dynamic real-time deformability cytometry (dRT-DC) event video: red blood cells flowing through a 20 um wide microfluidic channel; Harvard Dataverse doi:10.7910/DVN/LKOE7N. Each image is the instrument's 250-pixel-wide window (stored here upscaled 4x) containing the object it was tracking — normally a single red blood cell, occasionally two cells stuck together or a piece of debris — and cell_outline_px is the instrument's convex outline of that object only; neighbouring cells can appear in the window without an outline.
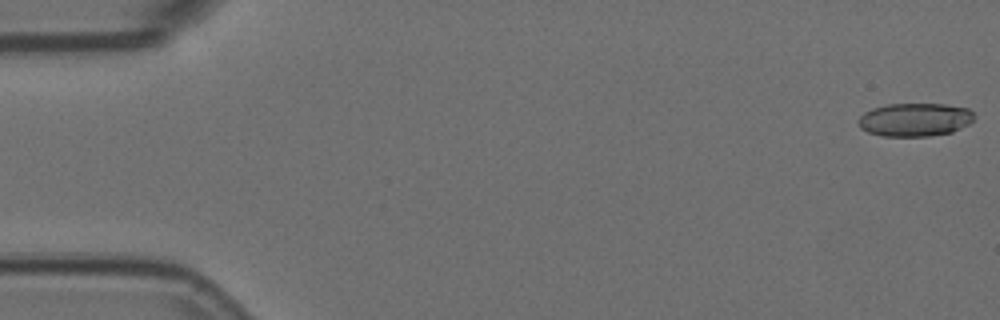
{"species": "Egyptian fruit bat (a non-hibernating species)", "species_latin": "Rousettus aegyptiacus", "temperature_condition": "room temperature", "stored_images_in_passage": 57, "camera_frame_rate_fps": 3000, "um_per_image_px": 0.085, "animal": {"sex": "female"}, "frame": {"image": 1, "passage_image": 1, "time_ms": 0.0, "image_size_px": [1000, 320], "cell_outline_px": [[976, 116], [968, 124], [952, 132], [928, 136], [884, 136], [868, 132], [860, 128], [856, 120], [864, 112], [872, 108], [888, 104], [944, 104], [968, 108]], "centroid_in_image_um": [77.74, 10.17], "position_along_channel_um": 7.3, "area_um2": 22.54}}
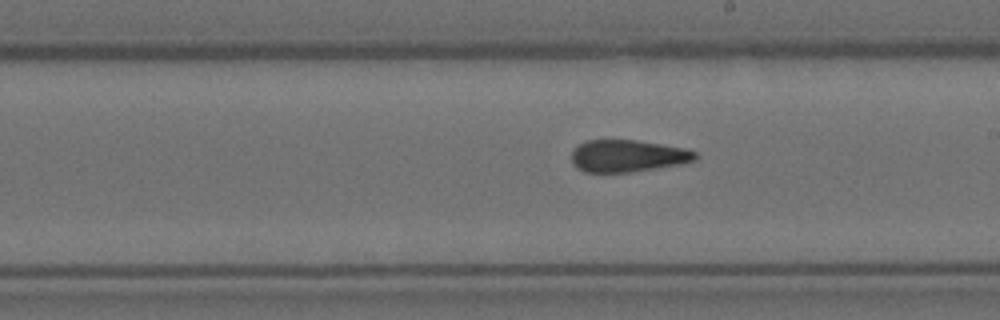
{"frame": {"image": 2, "passage_image": 32, "time_ms": 10.333, "image_size_px": [1000, 320], "cell_outline_px": [[700, 156], [696, 160], [680, 164], [628, 172], [584, 172], [576, 168], [572, 164], [572, 152], [584, 140], [636, 140], [684, 148], [696, 152]], "centroid_in_image_um": [53.35, 13.25], "position_along_channel_um": 235.7, "area_um2": 23.06}}
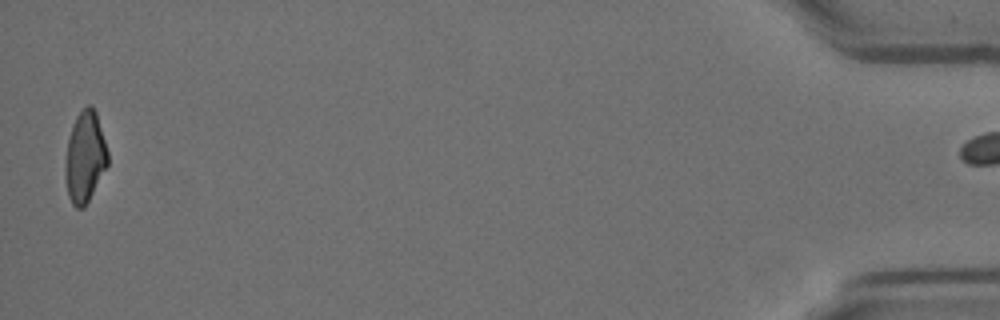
{"frame": {"image": 3, "passage_image": 56, "time_ms": 18.333, "image_size_px": [1000, 320], "cell_outline_px": [[108, 164], [84, 208], [76, 208], [72, 204], [68, 196], [64, 172], [64, 164], [68, 140], [76, 116], [88, 104], [92, 104], [96, 112], [108, 152]], "centroid_in_image_um": [7.21, 13.36], "position_along_channel_um": 428.0, "area_um2": 22.43}}